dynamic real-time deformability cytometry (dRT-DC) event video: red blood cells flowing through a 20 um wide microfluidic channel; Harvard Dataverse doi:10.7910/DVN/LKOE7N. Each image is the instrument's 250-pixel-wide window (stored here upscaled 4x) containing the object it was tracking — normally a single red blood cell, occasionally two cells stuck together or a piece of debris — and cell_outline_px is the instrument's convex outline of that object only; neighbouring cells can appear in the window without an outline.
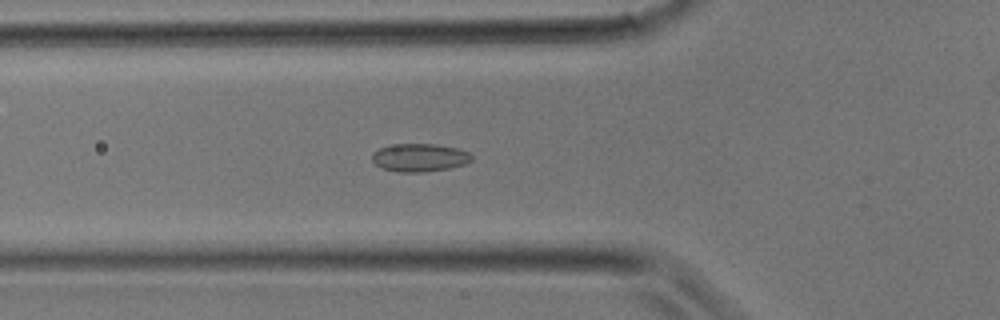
{"species": "common noctule bat (a hibernating species)", "species_latin": "Nyctalus noctula", "temperature_condition": "room temperature", "stored_images_in_passage": 14, "camera_frame_rate_fps": 3000, "um_per_image_px": 0.085, "animal": {"sex": "male", "body_mass_g": 17.9}, "frame": {"image": 1, "passage_image": 4, "time_ms": 1.0, "image_size_px": [1000, 320], "cell_outline_px": [[472, 160], [464, 164], [448, 168], [424, 172], [400, 172], [384, 168], [376, 164], [372, 160], [372, 152], [388, 144], [436, 144], [460, 148], [468, 152], [472, 156]], "centroid_in_image_um": [35.66, 13.38], "position_along_channel_um": 90.1, "area_um2": 16.3}}
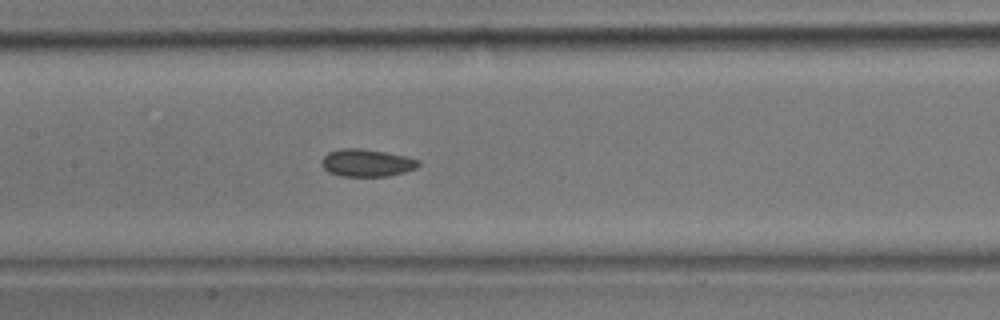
{"frame": {"image": 2, "passage_image": 8, "time_ms": 2.333, "image_size_px": [1000, 320], "cell_outline_px": [[420, 164], [416, 168], [404, 172], [388, 176], [340, 176], [328, 172], [320, 164], [320, 160], [328, 152], [340, 148], [360, 148], [384, 152], [404, 156], [420, 160]], "centroid_in_image_um": [31.13, 13.84], "position_along_channel_um": 176.3, "area_um2": 15.55}}
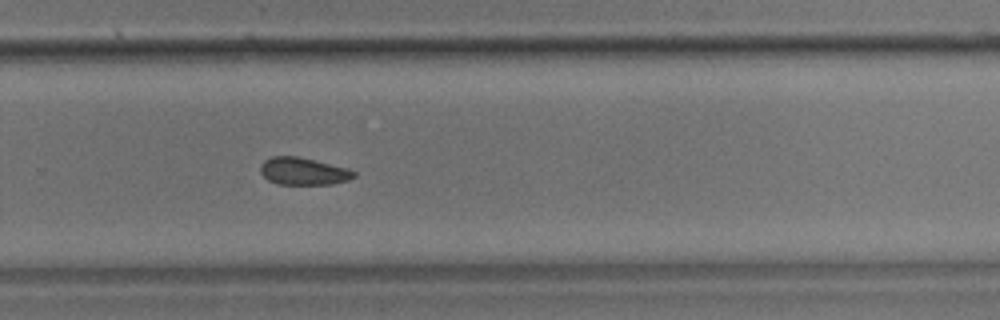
{"frame": {"image": 3, "passage_image": 14, "time_ms": 4.333, "image_size_px": [1000, 320], "cell_outline_px": [[356, 176], [348, 180], [332, 184], [280, 184], [268, 180], [260, 172], [260, 164], [264, 160], [272, 156], [296, 156], [348, 168], [356, 172]], "centroid_in_image_um": [25.78, 14.55], "position_along_channel_um": 304.0, "area_um2": 14.85}}